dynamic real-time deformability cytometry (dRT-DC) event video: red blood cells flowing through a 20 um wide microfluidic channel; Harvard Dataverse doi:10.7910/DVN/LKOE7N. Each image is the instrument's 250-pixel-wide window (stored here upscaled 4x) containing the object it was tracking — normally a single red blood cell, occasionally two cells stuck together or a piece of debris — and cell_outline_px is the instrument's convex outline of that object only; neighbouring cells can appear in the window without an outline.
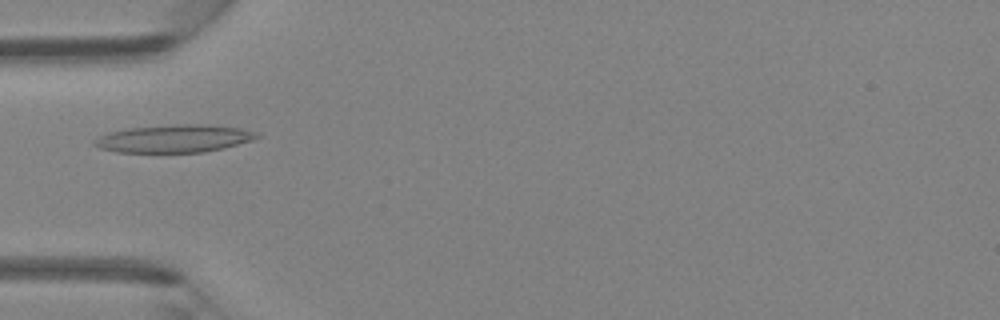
{"species": "Egyptian fruit bat (a non-hibernating species)", "species_latin": "Rousettus aegyptiacus", "temperature_condition": "room temperature", "stored_images_in_passage": 46, "camera_frame_rate_fps": 3000, "um_per_image_px": 0.085, "animal": {"sex": "female"}, "frame": {"image": 1, "passage_image": 15, "time_ms": 4.667, "image_size_px": [1000, 320], "cell_outline_px": [[260, 136], [252, 140], [224, 148], [204, 152], [116, 152], [100, 148], [92, 144], [92, 140], [108, 132], [128, 128], [176, 124], [208, 124], [240, 128], [256, 132]], "centroid_in_image_um": [14.78, 11.77], "position_along_channel_um": 70.2, "area_um2": 26.3}}
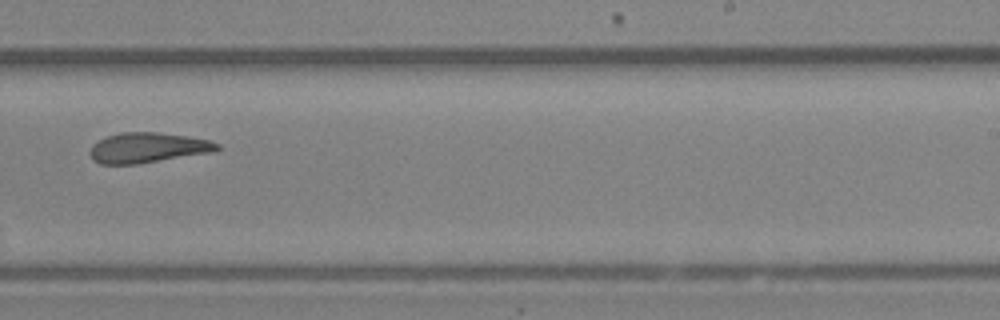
{"frame": {"image": 2, "passage_image": 29, "time_ms": 9.333, "image_size_px": [1000, 320], "cell_outline_px": [[220, 148], [216, 152], [136, 164], [100, 164], [92, 160], [88, 152], [92, 144], [108, 136], [120, 132], [156, 132], [188, 136], [208, 140], [220, 144]], "centroid_in_image_um": [12.56, 12.56], "position_along_channel_um": 276.4, "area_um2": 22.54}}
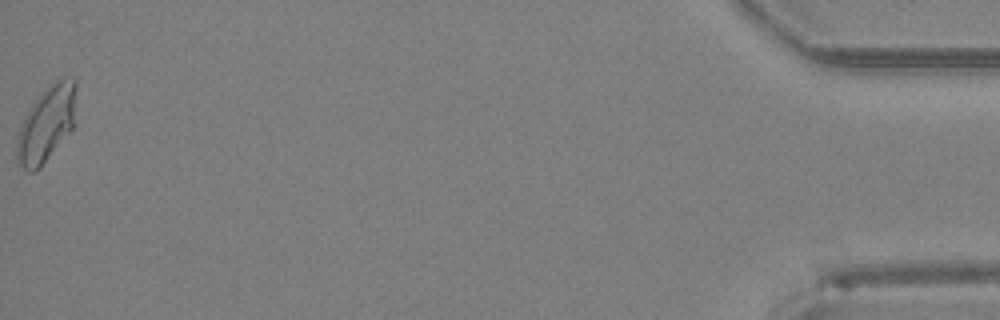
{"frame": {"image": 3, "passage_image": 46, "time_ms": 15.0, "image_size_px": [1000, 320], "cell_outline_px": [[76, 88], [72, 128], [40, 168], [36, 172], [28, 172], [16, 160], [16, 136], [32, 104], [48, 84], [60, 76], [72, 76], [76, 80]], "centroid_in_image_um": [3.94, 10.5], "position_along_channel_um": 431.3, "area_um2": 26.07}}